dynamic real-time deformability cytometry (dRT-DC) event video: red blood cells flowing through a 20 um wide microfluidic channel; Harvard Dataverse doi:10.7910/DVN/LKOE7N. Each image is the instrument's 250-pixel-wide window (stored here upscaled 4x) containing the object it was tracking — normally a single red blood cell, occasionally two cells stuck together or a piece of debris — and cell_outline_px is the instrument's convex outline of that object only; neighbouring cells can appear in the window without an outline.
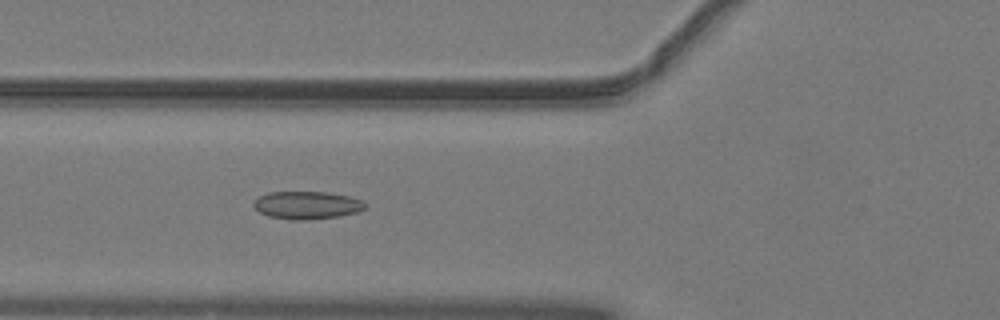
{"species": "common noctule bat (a hibernating species)", "species_latin": "Nyctalus noctula", "temperature_condition": "warm", "stored_images_in_passage": 51, "camera_frame_rate_fps": 3000, "um_per_image_px": 0.085, "animal": {"sex": "male", "body_mass_g": 19.2, "forearm_length_mm": 51.8}, "frame": {"image": 1, "passage_image": 20, "time_ms": 6.333, "image_size_px": [1000, 320], "cell_outline_px": [[368, 204], [364, 208], [356, 212], [340, 216], [304, 220], [292, 220], [268, 216], [260, 212], [252, 204], [260, 196], [268, 192], [328, 192], [348, 196], [364, 200]], "centroid_in_image_um": [26.12, 17.43], "position_along_channel_um": 99.7, "area_um2": 18.03}}
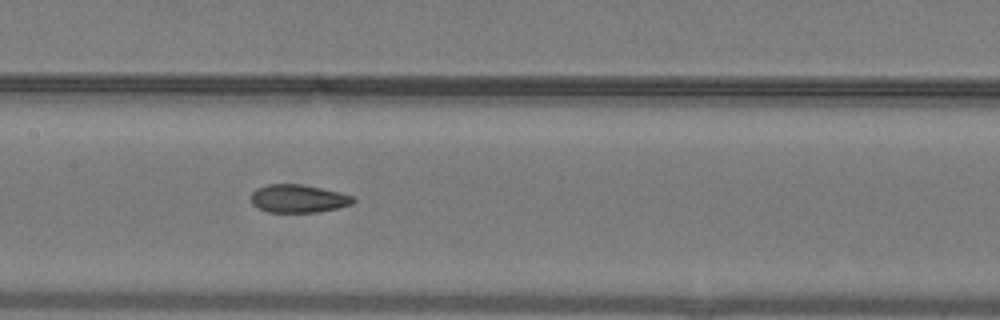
{"frame": {"image": 2, "passage_image": 26, "time_ms": 8.333, "image_size_px": [1000, 320], "cell_outline_px": [[356, 200], [352, 204], [336, 208], [316, 212], [268, 212], [256, 208], [252, 204], [252, 192], [256, 188], [268, 184], [300, 184], [340, 192], [356, 196]], "centroid_in_image_um": [25.36, 16.88], "position_along_channel_um": 182.0, "area_um2": 16.76}}
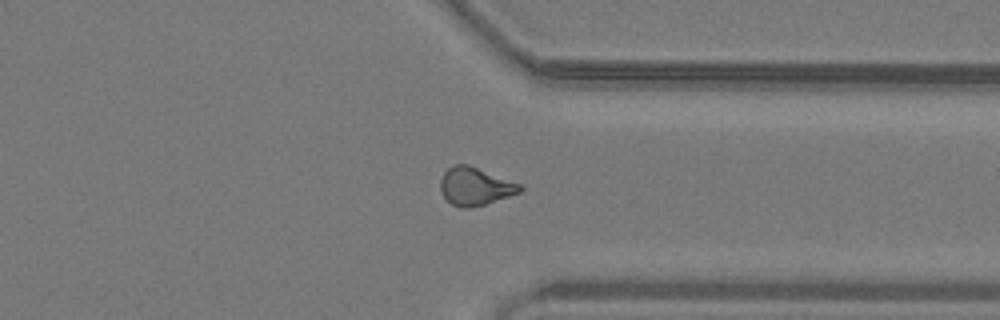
{"frame": {"image": 3, "passage_image": 40, "time_ms": 13.0, "image_size_px": [1000, 320], "cell_outline_px": [[524, 188], [520, 192], [484, 204], [468, 208], [460, 208], [452, 204], [444, 196], [440, 188], [440, 180], [444, 172], [452, 164], [468, 164], [520, 184]], "centroid_in_image_um": [40.36, 15.83], "position_along_channel_um": 371.0, "area_um2": 17.34}, "authors_computed_cell_mechanics": {"area_um2": 17.34, "velocity_mm_per_s": 4.0786, "shape_relaxation_time_tau1_ms": null, "shape_relaxation_time_tau2_ms": 2.2736, "deformation_change_tau1": null, "deformation_change_tau2": 0.0723}}